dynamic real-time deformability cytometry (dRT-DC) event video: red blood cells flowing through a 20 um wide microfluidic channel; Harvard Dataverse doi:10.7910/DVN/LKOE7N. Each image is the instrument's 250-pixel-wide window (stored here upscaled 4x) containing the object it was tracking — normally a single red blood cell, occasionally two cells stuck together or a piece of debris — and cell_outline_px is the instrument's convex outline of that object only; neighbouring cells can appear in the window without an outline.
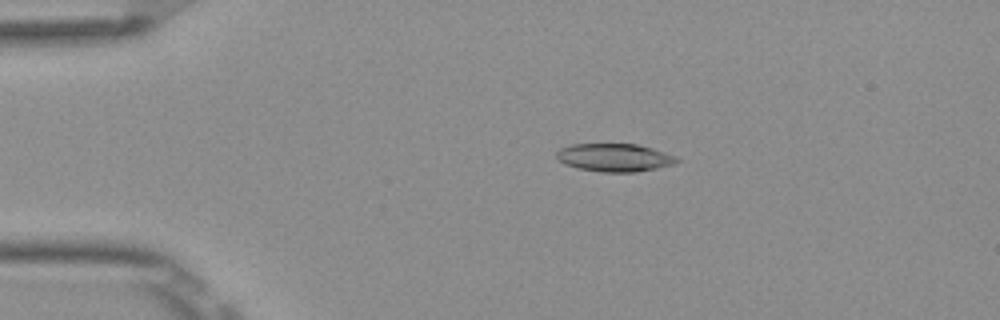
{"species": "Egyptian fruit bat (a non-hibernating species)", "species_latin": "Rousettus aegyptiacus", "temperature_condition": "room temperature", "stored_images_in_passage": 53, "camera_frame_rate_fps": 3000, "um_per_image_px": 0.085, "frame": {"image": 1, "passage_image": 11, "time_ms": 3.333, "image_size_px": [1000, 320], "cell_outline_px": [[680, 160], [676, 164], [636, 172], [600, 172], [576, 168], [564, 164], [556, 156], [556, 152], [560, 148], [572, 144], [636, 144], [652, 148], [676, 156]], "centroid_in_image_um": [52.23, 13.4], "position_along_channel_um": 32.8, "area_um2": 19.71}}
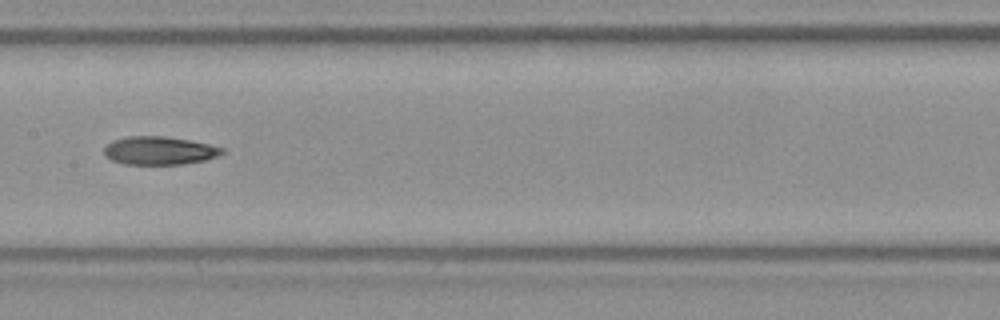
{"frame": {"image": 2, "passage_image": 27, "time_ms": 8.667, "image_size_px": [1000, 320], "cell_outline_px": [[228, 152], [220, 156], [204, 160], [184, 164], [124, 164], [112, 160], [104, 156], [104, 148], [112, 140], [128, 136], [164, 136], [188, 140], [208, 144], [224, 148]], "centroid_in_image_um": [13.57, 12.8], "position_along_channel_um": 193.8, "area_um2": 19.54}}
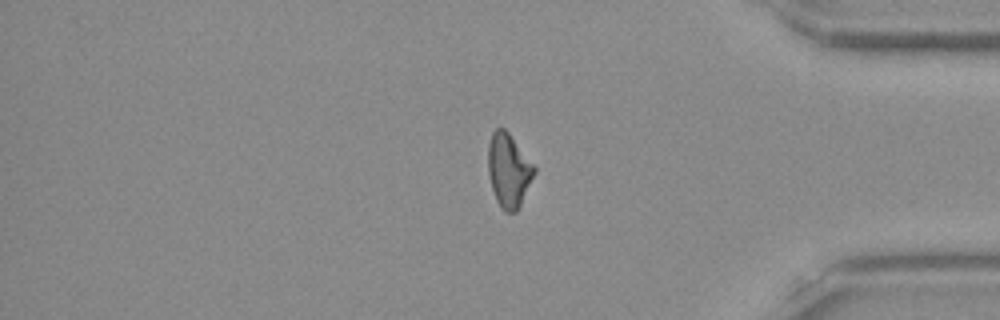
{"frame": {"image": 3, "passage_image": 44, "time_ms": 14.333, "image_size_px": [1000, 320], "cell_outline_px": [[536, 172], [516, 212], [504, 212], [500, 208], [496, 200], [492, 188], [488, 172], [488, 144], [492, 132], [496, 128], [504, 128], [508, 132], [536, 168]], "centroid_in_image_um": [43.22, 14.48], "position_along_channel_um": 392.0, "area_um2": 19.65}, "authors_computed_cell_mechanics": {"area_um2": 19.8832, "velocity_mm_per_s": 3.8999, "shape_relaxation_time_tau1_ms": 4.4641, "shape_relaxation_time_tau2_ms": null, "deformation_change_tau1": 0.1606, "deformation_change_tau2": null}}